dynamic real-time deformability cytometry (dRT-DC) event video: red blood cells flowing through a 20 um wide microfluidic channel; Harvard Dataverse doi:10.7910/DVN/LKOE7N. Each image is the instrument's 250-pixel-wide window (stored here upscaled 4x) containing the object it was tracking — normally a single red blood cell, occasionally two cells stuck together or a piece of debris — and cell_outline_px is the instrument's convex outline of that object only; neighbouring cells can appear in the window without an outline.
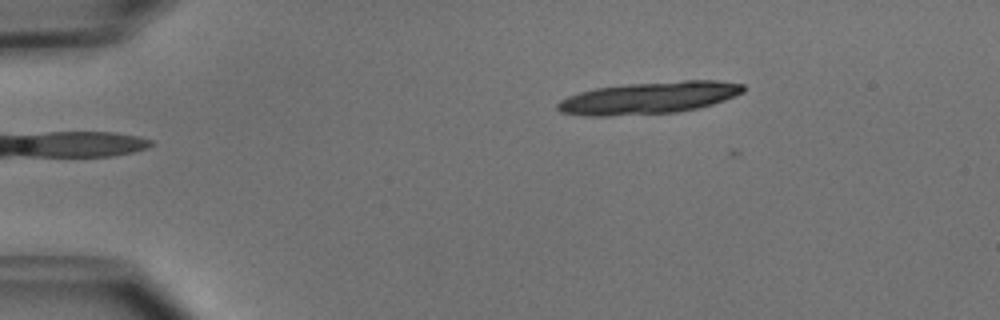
{"species": "common noctule bat (a hibernating species)", "species_latin": "Nyctalus noctula", "temperature_condition": "cold", "stored_images_in_passage": 2, "camera_frame_rate_fps": 3000, "um_per_image_px": 0.085, "animal": {"sex": "male", "body_mass_g": 15.6}, "frame": {"image": 1, "passage_image": 1, "time_ms": 0.0, "image_size_px": [1000, 320], "cell_outline_px": [[744, 92], [724, 100], [700, 108], [676, 112], [604, 116], [592, 116], [560, 112], [556, 108], [556, 104], [560, 100], [568, 96], [580, 92], [596, 88], [624, 84], [684, 80], [716, 80], [744, 84]], "centroid_in_image_um": [55.17, 8.31], "position_along_channel_um": 29.8, "area_um2": 34.68}}